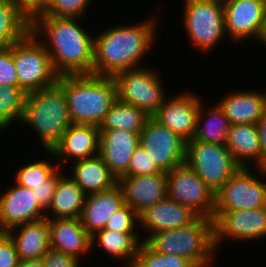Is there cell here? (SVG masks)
Returning a JSON list of instances; mask_svg holds the SVG:
<instances>
[{"label":"cell","instance_id":"obj_1","mask_svg":"<svg viewBox=\"0 0 266 267\" xmlns=\"http://www.w3.org/2000/svg\"><path fill=\"white\" fill-rule=\"evenodd\" d=\"M79 22V18L53 16L31 19V31L42 38L59 76L93 74L95 36Z\"/></svg>","mask_w":266,"mask_h":267},{"label":"cell","instance_id":"obj_18","mask_svg":"<svg viewBox=\"0 0 266 267\" xmlns=\"http://www.w3.org/2000/svg\"><path fill=\"white\" fill-rule=\"evenodd\" d=\"M118 185L124 201L138 214L167 197V173L152 175L122 176Z\"/></svg>","mask_w":266,"mask_h":267},{"label":"cell","instance_id":"obj_20","mask_svg":"<svg viewBox=\"0 0 266 267\" xmlns=\"http://www.w3.org/2000/svg\"><path fill=\"white\" fill-rule=\"evenodd\" d=\"M198 215L189 207L168 197L148 207L139 214V229L147 233L142 239L146 241L152 234L180 228L191 224Z\"/></svg>","mask_w":266,"mask_h":267},{"label":"cell","instance_id":"obj_4","mask_svg":"<svg viewBox=\"0 0 266 267\" xmlns=\"http://www.w3.org/2000/svg\"><path fill=\"white\" fill-rule=\"evenodd\" d=\"M21 123L34 130L43 150H51L72 124L61 87L56 83L26 93Z\"/></svg>","mask_w":266,"mask_h":267},{"label":"cell","instance_id":"obj_42","mask_svg":"<svg viewBox=\"0 0 266 267\" xmlns=\"http://www.w3.org/2000/svg\"><path fill=\"white\" fill-rule=\"evenodd\" d=\"M257 130L260 140V150L262 153V168H266V108L262 118L257 122Z\"/></svg>","mask_w":266,"mask_h":267},{"label":"cell","instance_id":"obj_41","mask_svg":"<svg viewBox=\"0 0 266 267\" xmlns=\"http://www.w3.org/2000/svg\"><path fill=\"white\" fill-rule=\"evenodd\" d=\"M44 267H81V261L72 255L50 248L42 258Z\"/></svg>","mask_w":266,"mask_h":267},{"label":"cell","instance_id":"obj_36","mask_svg":"<svg viewBox=\"0 0 266 267\" xmlns=\"http://www.w3.org/2000/svg\"><path fill=\"white\" fill-rule=\"evenodd\" d=\"M138 225L139 214L125 203L108 218L104 229L121 233H138Z\"/></svg>","mask_w":266,"mask_h":267},{"label":"cell","instance_id":"obj_12","mask_svg":"<svg viewBox=\"0 0 266 267\" xmlns=\"http://www.w3.org/2000/svg\"><path fill=\"white\" fill-rule=\"evenodd\" d=\"M140 146L161 172H170L185 162L186 141L153 117L146 120L140 133Z\"/></svg>","mask_w":266,"mask_h":267},{"label":"cell","instance_id":"obj_21","mask_svg":"<svg viewBox=\"0 0 266 267\" xmlns=\"http://www.w3.org/2000/svg\"><path fill=\"white\" fill-rule=\"evenodd\" d=\"M234 89L216 104L227 117L230 125L257 124L266 108V92Z\"/></svg>","mask_w":266,"mask_h":267},{"label":"cell","instance_id":"obj_27","mask_svg":"<svg viewBox=\"0 0 266 267\" xmlns=\"http://www.w3.org/2000/svg\"><path fill=\"white\" fill-rule=\"evenodd\" d=\"M86 196L87 194L76 184L69 174H65L64 172L58 178L51 204L45 212V218H79L85 204Z\"/></svg>","mask_w":266,"mask_h":267},{"label":"cell","instance_id":"obj_13","mask_svg":"<svg viewBox=\"0 0 266 267\" xmlns=\"http://www.w3.org/2000/svg\"><path fill=\"white\" fill-rule=\"evenodd\" d=\"M225 34L234 42L254 39L263 45L266 14L263 0H222ZM229 34V35H228Z\"/></svg>","mask_w":266,"mask_h":267},{"label":"cell","instance_id":"obj_19","mask_svg":"<svg viewBox=\"0 0 266 267\" xmlns=\"http://www.w3.org/2000/svg\"><path fill=\"white\" fill-rule=\"evenodd\" d=\"M140 134L126 130H100L99 156L118 180L128 172Z\"/></svg>","mask_w":266,"mask_h":267},{"label":"cell","instance_id":"obj_9","mask_svg":"<svg viewBox=\"0 0 266 267\" xmlns=\"http://www.w3.org/2000/svg\"><path fill=\"white\" fill-rule=\"evenodd\" d=\"M151 66L122 71L113 78L117 87V98L143 110L152 117L161 107L165 93L160 73ZM163 83V84H162Z\"/></svg>","mask_w":266,"mask_h":267},{"label":"cell","instance_id":"obj_26","mask_svg":"<svg viewBox=\"0 0 266 267\" xmlns=\"http://www.w3.org/2000/svg\"><path fill=\"white\" fill-rule=\"evenodd\" d=\"M70 164V177L87 195L109 190L118 184V180L99 155Z\"/></svg>","mask_w":266,"mask_h":267},{"label":"cell","instance_id":"obj_39","mask_svg":"<svg viewBox=\"0 0 266 267\" xmlns=\"http://www.w3.org/2000/svg\"><path fill=\"white\" fill-rule=\"evenodd\" d=\"M20 259L13 239L7 232H0V267H18Z\"/></svg>","mask_w":266,"mask_h":267},{"label":"cell","instance_id":"obj_45","mask_svg":"<svg viewBox=\"0 0 266 267\" xmlns=\"http://www.w3.org/2000/svg\"><path fill=\"white\" fill-rule=\"evenodd\" d=\"M51 2L52 0H38V13H41Z\"/></svg>","mask_w":266,"mask_h":267},{"label":"cell","instance_id":"obj_46","mask_svg":"<svg viewBox=\"0 0 266 267\" xmlns=\"http://www.w3.org/2000/svg\"><path fill=\"white\" fill-rule=\"evenodd\" d=\"M263 46H266V33H265V36H264V39H263Z\"/></svg>","mask_w":266,"mask_h":267},{"label":"cell","instance_id":"obj_38","mask_svg":"<svg viewBox=\"0 0 266 267\" xmlns=\"http://www.w3.org/2000/svg\"><path fill=\"white\" fill-rule=\"evenodd\" d=\"M18 86L17 71L13 60V45L0 49V86Z\"/></svg>","mask_w":266,"mask_h":267},{"label":"cell","instance_id":"obj_25","mask_svg":"<svg viewBox=\"0 0 266 267\" xmlns=\"http://www.w3.org/2000/svg\"><path fill=\"white\" fill-rule=\"evenodd\" d=\"M226 148L240 167L262 168V153L257 124L230 125ZM251 163L255 166H251Z\"/></svg>","mask_w":266,"mask_h":267},{"label":"cell","instance_id":"obj_10","mask_svg":"<svg viewBox=\"0 0 266 267\" xmlns=\"http://www.w3.org/2000/svg\"><path fill=\"white\" fill-rule=\"evenodd\" d=\"M256 170L258 176L255 174ZM259 174L263 177H259ZM264 177H266V168L241 167L215 193L214 211H237L266 207V180Z\"/></svg>","mask_w":266,"mask_h":267},{"label":"cell","instance_id":"obj_47","mask_svg":"<svg viewBox=\"0 0 266 267\" xmlns=\"http://www.w3.org/2000/svg\"><path fill=\"white\" fill-rule=\"evenodd\" d=\"M263 3H264L265 14H266V0H263Z\"/></svg>","mask_w":266,"mask_h":267},{"label":"cell","instance_id":"obj_8","mask_svg":"<svg viewBox=\"0 0 266 267\" xmlns=\"http://www.w3.org/2000/svg\"><path fill=\"white\" fill-rule=\"evenodd\" d=\"M185 163L216 193L241 167L226 145L198 140L186 142Z\"/></svg>","mask_w":266,"mask_h":267},{"label":"cell","instance_id":"obj_6","mask_svg":"<svg viewBox=\"0 0 266 267\" xmlns=\"http://www.w3.org/2000/svg\"><path fill=\"white\" fill-rule=\"evenodd\" d=\"M13 60L17 71L18 87L25 93L48 88L57 83L59 75L40 38L30 31L13 44Z\"/></svg>","mask_w":266,"mask_h":267},{"label":"cell","instance_id":"obj_37","mask_svg":"<svg viewBox=\"0 0 266 267\" xmlns=\"http://www.w3.org/2000/svg\"><path fill=\"white\" fill-rule=\"evenodd\" d=\"M161 171L152 162L142 146H138L130 160L128 172L124 176L152 175Z\"/></svg>","mask_w":266,"mask_h":267},{"label":"cell","instance_id":"obj_2","mask_svg":"<svg viewBox=\"0 0 266 267\" xmlns=\"http://www.w3.org/2000/svg\"><path fill=\"white\" fill-rule=\"evenodd\" d=\"M149 18L136 24L107 27L100 35H94V75L114 77L144 66L142 59H146L157 37V19Z\"/></svg>","mask_w":266,"mask_h":267},{"label":"cell","instance_id":"obj_34","mask_svg":"<svg viewBox=\"0 0 266 267\" xmlns=\"http://www.w3.org/2000/svg\"><path fill=\"white\" fill-rule=\"evenodd\" d=\"M132 267H196L190 260L174 254L153 250L145 241L141 242Z\"/></svg>","mask_w":266,"mask_h":267},{"label":"cell","instance_id":"obj_11","mask_svg":"<svg viewBox=\"0 0 266 267\" xmlns=\"http://www.w3.org/2000/svg\"><path fill=\"white\" fill-rule=\"evenodd\" d=\"M167 197L189 207L199 217L213 219L215 193L185 162L167 172Z\"/></svg>","mask_w":266,"mask_h":267},{"label":"cell","instance_id":"obj_28","mask_svg":"<svg viewBox=\"0 0 266 267\" xmlns=\"http://www.w3.org/2000/svg\"><path fill=\"white\" fill-rule=\"evenodd\" d=\"M139 235L142 236L138 233H121L102 229L91 236V251L99 246L113 260H121L124 262V267H132L139 245L143 242Z\"/></svg>","mask_w":266,"mask_h":267},{"label":"cell","instance_id":"obj_35","mask_svg":"<svg viewBox=\"0 0 266 267\" xmlns=\"http://www.w3.org/2000/svg\"><path fill=\"white\" fill-rule=\"evenodd\" d=\"M92 0H52V2L35 16H53L79 18L87 12Z\"/></svg>","mask_w":266,"mask_h":267},{"label":"cell","instance_id":"obj_43","mask_svg":"<svg viewBox=\"0 0 266 267\" xmlns=\"http://www.w3.org/2000/svg\"><path fill=\"white\" fill-rule=\"evenodd\" d=\"M19 7L29 18L38 14V0H10Z\"/></svg>","mask_w":266,"mask_h":267},{"label":"cell","instance_id":"obj_16","mask_svg":"<svg viewBox=\"0 0 266 267\" xmlns=\"http://www.w3.org/2000/svg\"><path fill=\"white\" fill-rule=\"evenodd\" d=\"M13 182V186L0 194V232L45 218L46 211L37 203L32 189Z\"/></svg>","mask_w":266,"mask_h":267},{"label":"cell","instance_id":"obj_15","mask_svg":"<svg viewBox=\"0 0 266 267\" xmlns=\"http://www.w3.org/2000/svg\"><path fill=\"white\" fill-rule=\"evenodd\" d=\"M182 92L166 97L152 117L188 142L194 137L197 114L203 99L191 90Z\"/></svg>","mask_w":266,"mask_h":267},{"label":"cell","instance_id":"obj_24","mask_svg":"<svg viewBox=\"0 0 266 267\" xmlns=\"http://www.w3.org/2000/svg\"><path fill=\"white\" fill-rule=\"evenodd\" d=\"M7 233L15 243L20 261L41 260L51 248L50 230L46 218L17 225Z\"/></svg>","mask_w":266,"mask_h":267},{"label":"cell","instance_id":"obj_31","mask_svg":"<svg viewBox=\"0 0 266 267\" xmlns=\"http://www.w3.org/2000/svg\"><path fill=\"white\" fill-rule=\"evenodd\" d=\"M143 110L116 99L99 124V130H126L140 134L149 118Z\"/></svg>","mask_w":266,"mask_h":267},{"label":"cell","instance_id":"obj_33","mask_svg":"<svg viewBox=\"0 0 266 267\" xmlns=\"http://www.w3.org/2000/svg\"><path fill=\"white\" fill-rule=\"evenodd\" d=\"M56 162L54 165L47 159H37L22 164L14 174V181L25 188L34 189L39 185H48V179L59 169Z\"/></svg>","mask_w":266,"mask_h":267},{"label":"cell","instance_id":"obj_40","mask_svg":"<svg viewBox=\"0 0 266 267\" xmlns=\"http://www.w3.org/2000/svg\"><path fill=\"white\" fill-rule=\"evenodd\" d=\"M61 170V171H60ZM64 173L62 168H59L49 179L48 185H39L32 189L37 199V203L46 211L52 201L53 194L58 182V178Z\"/></svg>","mask_w":266,"mask_h":267},{"label":"cell","instance_id":"obj_7","mask_svg":"<svg viewBox=\"0 0 266 267\" xmlns=\"http://www.w3.org/2000/svg\"><path fill=\"white\" fill-rule=\"evenodd\" d=\"M182 19L187 38L202 53L210 52L225 38L222 0H184ZM189 36V37H188Z\"/></svg>","mask_w":266,"mask_h":267},{"label":"cell","instance_id":"obj_44","mask_svg":"<svg viewBox=\"0 0 266 267\" xmlns=\"http://www.w3.org/2000/svg\"><path fill=\"white\" fill-rule=\"evenodd\" d=\"M18 267H44V265L41 259V260H31V261H20Z\"/></svg>","mask_w":266,"mask_h":267},{"label":"cell","instance_id":"obj_22","mask_svg":"<svg viewBox=\"0 0 266 267\" xmlns=\"http://www.w3.org/2000/svg\"><path fill=\"white\" fill-rule=\"evenodd\" d=\"M51 248L82 261L91 250V235L79 218L48 219Z\"/></svg>","mask_w":266,"mask_h":267},{"label":"cell","instance_id":"obj_30","mask_svg":"<svg viewBox=\"0 0 266 267\" xmlns=\"http://www.w3.org/2000/svg\"><path fill=\"white\" fill-rule=\"evenodd\" d=\"M31 31V18L10 0H0V49L10 47Z\"/></svg>","mask_w":266,"mask_h":267},{"label":"cell","instance_id":"obj_17","mask_svg":"<svg viewBox=\"0 0 266 267\" xmlns=\"http://www.w3.org/2000/svg\"><path fill=\"white\" fill-rule=\"evenodd\" d=\"M99 143L100 130L97 126L71 124L53 148L44 152L51 158L57 157L59 167L64 169L65 162L69 164L98 155Z\"/></svg>","mask_w":266,"mask_h":267},{"label":"cell","instance_id":"obj_14","mask_svg":"<svg viewBox=\"0 0 266 267\" xmlns=\"http://www.w3.org/2000/svg\"><path fill=\"white\" fill-rule=\"evenodd\" d=\"M214 244L218 252L225 240L251 241L266 236V207L237 211H214Z\"/></svg>","mask_w":266,"mask_h":267},{"label":"cell","instance_id":"obj_23","mask_svg":"<svg viewBox=\"0 0 266 267\" xmlns=\"http://www.w3.org/2000/svg\"><path fill=\"white\" fill-rule=\"evenodd\" d=\"M125 204L121 187L88 194L79 217L86 231L92 236L104 229L108 218Z\"/></svg>","mask_w":266,"mask_h":267},{"label":"cell","instance_id":"obj_29","mask_svg":"<svg viewBox=\"0 0 266 267\" xmlns=\"http://www.w3.org/2000/svg\"><path fill=\"white\" fill-rule=\"evenodd\" d=\"M204 101L200 103L196 130L193 139L213 144L226 145L230 123L217 104L207 109Z\"/></svg>","mask_w":266,"mask_h":267},{"label":"cell","instance_id":"obj_3","mask_svg":"<svg viewBox=\"0 0 266 267\" xmlns=\"http://www.w3.org/2000/svg\"><path fill=\"white\" fill-rule=\"evenodd\" d=\"M57 84L65 94L72 124L98 127L117 99L113 77L63 75L58 77Z\"/></svg>","mask_w":266,"mask_h":267},{"label":"cell","instance_id":"obj_32","mask_svg":"<svg viewBox=\"0 0 266 267\" xmlns=\"http://www.w3.org/2000/svg\"><path fill=\"white\" fill-rule=\"evenodd\" d=\"M26 93L18 86H0V130L22 121ZM14 123V124H13Z\"/></svg>","mask_w":266,"mask_h":267},{"label":"cell","instance_id":"obj_5","mask_svg":"<svg viewBox=\"0 0 266 267\" xmlns=\"http://www.w3.org/2000/svg\"><path fill=\"white\" fill-rule=\"evenodd\" d=\"M153 250L190 260L195 266H210L217 253L214 244V221L197 217L191 224L159 231L145 241Z\"/></svg>","mask_w":266,"mask_h":267}]
</instances>
